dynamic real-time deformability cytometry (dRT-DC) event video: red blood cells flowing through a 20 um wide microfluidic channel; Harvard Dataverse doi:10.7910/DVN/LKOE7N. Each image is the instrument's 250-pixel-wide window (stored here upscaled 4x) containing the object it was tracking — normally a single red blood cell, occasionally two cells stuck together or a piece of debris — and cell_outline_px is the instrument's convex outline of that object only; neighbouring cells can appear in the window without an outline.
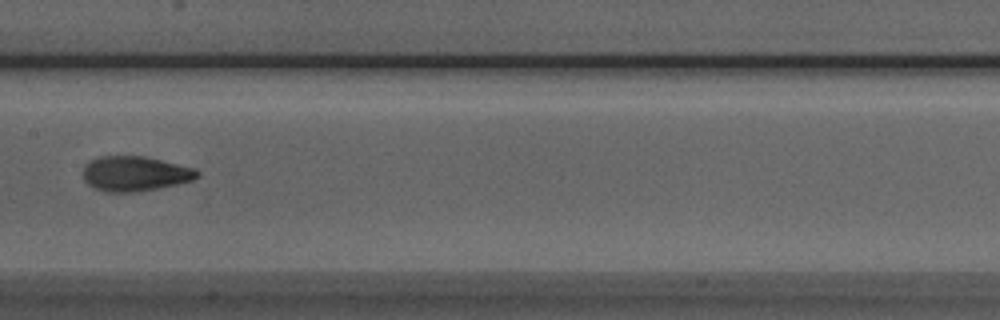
{"species": "Egyptian fruit bat (a non-hibernating species)", "species_latin": "Rousettus aegyptiacus", "temperature_condition": "room temperature", "stored_images_in_passage": 7, "camera_frame_rate_fps": 3000, "um_per_image_px": 0.085, "animal": {"sex": "male"}, "frame": {"image": 1, "passage_image": 7, "time_ms": 7.667, "image_size_px": [1000, 320], "cell_outline_px": [[200, 176], [192, 180], [176, 184], [136, 192], [108, 192], [96, 188], [88, 184], [84, 180], [84, 164], [88, 160], [100, 156], [144, 156], [196, 168], [200, 172]], "centroid_in_image_um": [11.47, 14.75], "position_along_channel_um": 195.9, "area_um2": 23.24}}